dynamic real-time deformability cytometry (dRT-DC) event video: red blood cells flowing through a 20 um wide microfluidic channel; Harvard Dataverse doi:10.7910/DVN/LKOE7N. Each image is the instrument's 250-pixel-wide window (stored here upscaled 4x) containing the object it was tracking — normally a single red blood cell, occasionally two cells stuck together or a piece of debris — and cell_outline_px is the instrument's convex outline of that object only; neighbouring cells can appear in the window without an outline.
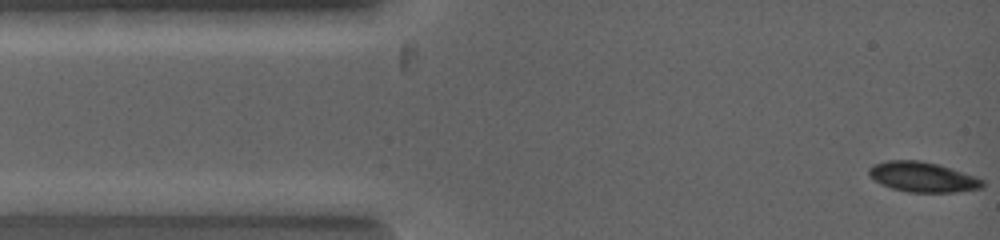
{"species": "common noctule bat (a hibernating species)", "species_latin": "Nyctalus noctula", "temperature_condition": "warm", "stored_images_in_passage": 5, "camera_frame_rate_fps": 5000, "um_per_image_px": 0.085, "animal": {"sex": "female", "body_mass_g": 19.0, "forearm_length_mm": 53.3}, "frame": {"image": 1, "passage_image": 1, "time_ms": 0.0, "image_size_px": [1000, 240], "cell_outline_px": [[984, 188], [952, 192], [908, 192], [892, 188], [880, 184], [868, 176], [868, 168], [872, 164], [888, 160], [920, 160], [940, 164], [976, 176], [984, 180]], "centroid_in_image_um": [78.42, 15.03], "position_along_channel_um": 6.6, "area_um2": 20.23}}